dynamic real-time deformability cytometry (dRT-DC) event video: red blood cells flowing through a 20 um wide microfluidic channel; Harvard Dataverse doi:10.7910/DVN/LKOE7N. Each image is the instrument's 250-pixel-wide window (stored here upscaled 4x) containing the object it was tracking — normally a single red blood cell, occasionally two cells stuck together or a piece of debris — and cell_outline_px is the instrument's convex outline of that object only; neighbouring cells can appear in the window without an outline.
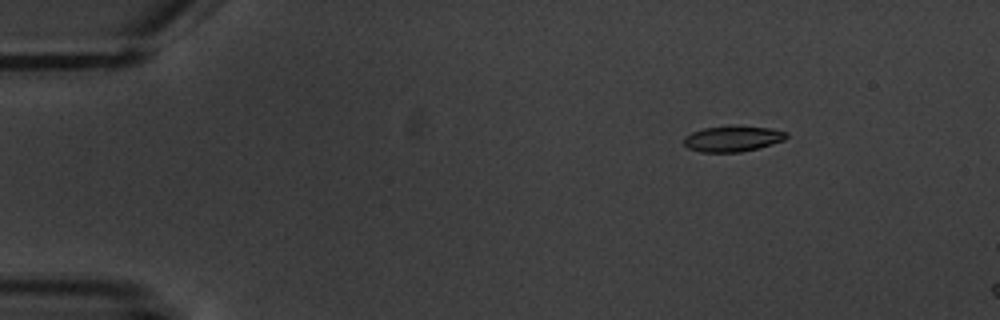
{"species": "common noctule bat (a hibernating species)", "species_latin": "Nyctalus noctula", "temperature_condition": "warm", "stored_images_in_passage": 5, "camera_frame_rate_fps": 3000, "um_per_image_px": 0.085, "animal": {"sex": "male", "body_mass_g": 20.1, "forearm_length_mm": 53.5}, "frame": {"image": 1, "passage_image": 3, "time_ms": 2.333, "image_size_px": [1000, 320], "cell_outline_px": [[788, 136], [784, 140], [756, 148], [740, 152], [700, 152], [688, 148], [684, 144], [684, 136], [692, 132], [704, 128], [768, 128], [788, 132]], "centroid_in_image_um": [62.24, 11.83], "position_along_channel_um": 22.8, "area_um2": 14.62}}